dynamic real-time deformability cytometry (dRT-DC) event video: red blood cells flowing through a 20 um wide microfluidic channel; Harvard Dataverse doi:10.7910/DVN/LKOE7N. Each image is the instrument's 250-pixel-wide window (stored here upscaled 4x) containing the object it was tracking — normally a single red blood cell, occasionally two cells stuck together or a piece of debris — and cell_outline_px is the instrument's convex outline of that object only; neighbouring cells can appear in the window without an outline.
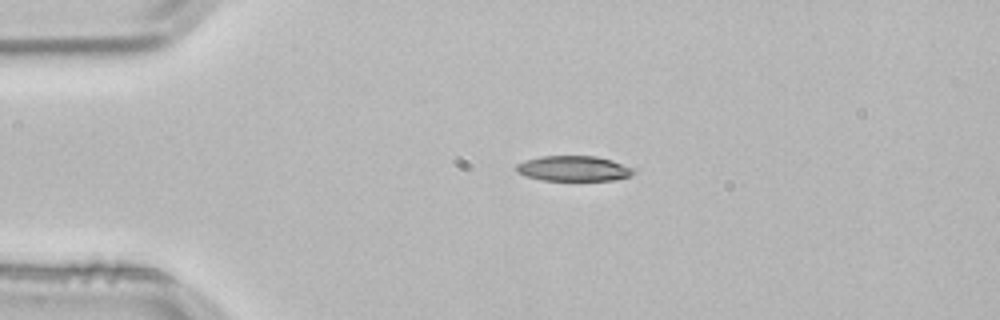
{"species": "common noctule bat (a hibernating species)", "species_latin": "Nyctalus noctula", "temperature_condition": "room temperature", "stored_images_in_passage": 3, "camera_frame_rate_fps": 3000, "um_per_image_px": 0.085, "animal": {"sex": "male", "body_mass_g": 21.5, "forearm_length_mm": 52.0}, "frame": {"image": 1, "passage_image": 2, "time_ms": 0.333, "image_size_px": [1000, 320], "cell_outline_px": [[636, 172], [632, 176], [616, 180], [540, 180], [524, 176], [516, 172], [516, 164], [524, 160], [540, 156], [596, 156], [612, 160], [636, 168]], "centroid_in_image_um": [48.78, 14.32], "position_along_channel_um": 36.2, "area_um2": 17.63}}